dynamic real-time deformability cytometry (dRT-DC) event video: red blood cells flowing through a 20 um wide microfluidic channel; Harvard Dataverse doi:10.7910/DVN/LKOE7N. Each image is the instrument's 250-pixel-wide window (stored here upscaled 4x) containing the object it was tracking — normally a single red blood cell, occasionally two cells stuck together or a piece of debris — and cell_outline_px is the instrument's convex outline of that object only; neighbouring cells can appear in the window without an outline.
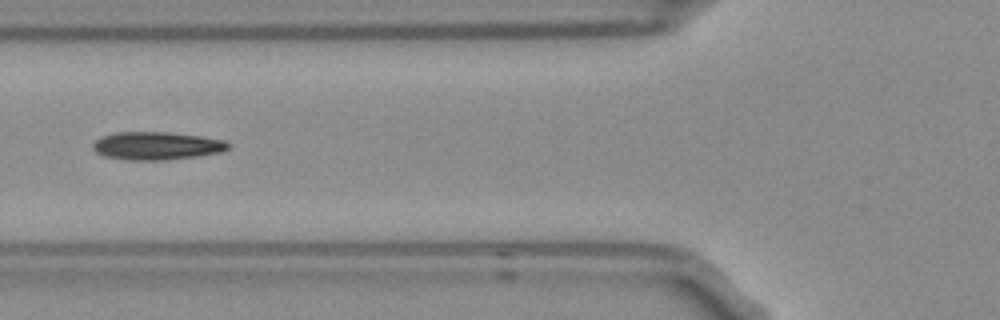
{"species": "Egyptian fruit bat (a non-hibernating species)", "species_latin": "Rousettus aegyptiacus", "temperature_condition": "room temperature", "stored_images_in_passage": 7, "camera_frame_rate_fps": 3000, "um_per_image_px": 0.085, "frame": {"image": 1, "passage_image": 3, "time_ms": 0.667, "image_size_px": [1000, 320], "cell_outline_px": [[228, 148], [220, 152], [196, 156], [164, 160], [128, 160], [104, 156], [96, 152], [92, 148], [92, 144], [100, 136], [116, 132], [168, 132], [200, 136], [224, 140], [228, 144]], "centroid_in_image_um": [13.26, 12.39], "position_along_channel_um": 112.5, "area_um2": 21.96}}